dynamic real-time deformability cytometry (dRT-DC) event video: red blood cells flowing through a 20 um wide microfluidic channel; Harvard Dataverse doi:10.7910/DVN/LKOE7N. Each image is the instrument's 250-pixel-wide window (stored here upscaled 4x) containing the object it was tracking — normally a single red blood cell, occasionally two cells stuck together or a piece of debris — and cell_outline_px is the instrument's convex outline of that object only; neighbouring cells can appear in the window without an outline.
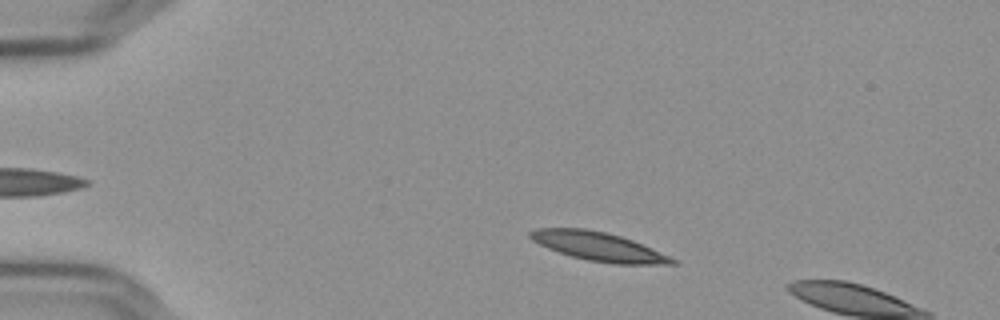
{"species": "Egyptian fruit bat (a non-hibernating species)", "species_latin": "Rousettus aegyptiacus", "temperature_condition": "cold", "stored_images_in_passage": 10, "camera_frame_rate_fps": 3000, "um_per_image_px": 0.085, "frame": {"image": 1, "passage_image": 7, "time_ms": 2.0, "image_size_px": [1000, 320], "cell_outline_px": [[680, 260], [676, 264], [612, 264], [588, 260], [572, 256], [548, 248], [532, 240], [528, 236], [528, 232], [536, 228], [584, 228], [604, 232], [620, 236], [632, 240]], "centroid_in_image_um": [50.89, 20.95], "position_along_channel_um": 34.1, "area_um2": 23.7}}